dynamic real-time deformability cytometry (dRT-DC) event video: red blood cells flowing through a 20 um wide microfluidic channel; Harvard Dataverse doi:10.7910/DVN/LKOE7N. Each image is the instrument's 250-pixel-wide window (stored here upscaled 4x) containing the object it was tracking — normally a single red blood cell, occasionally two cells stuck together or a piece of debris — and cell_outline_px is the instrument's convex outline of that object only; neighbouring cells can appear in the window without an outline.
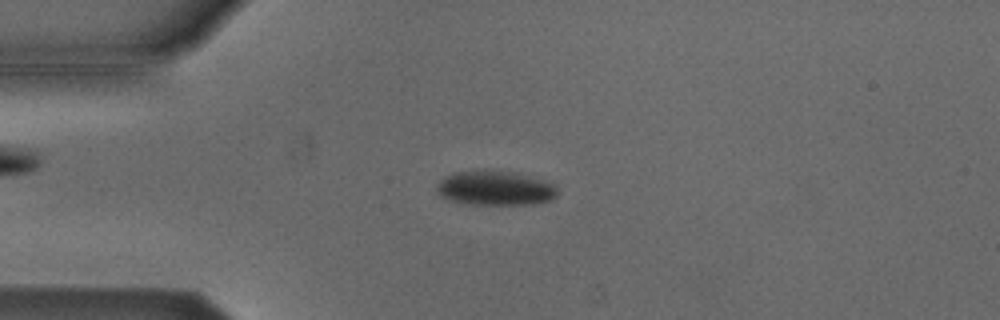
{"species": "Egyptian fruit bat (a non-hibernating species)", "species_latin": "Rousettus aegyptiacus", "temperature_condition": "cold", "stored_images_in_passage": 5, "camera_frame_rate_fps": 3000, "um_per_image_px": 0.085, "animal": {"sex": "male"}, "frame": {"image": 1, "passage_image": 4, "time_ms": 1.0, "image_size_px": [1000, 320], "cell_outline_px": [[556, 196], [552, 200], [532, 204], [468, 204], [452, 200], [440, 196], [436, 192], [436, 188], [440, 180], [456, 172], [484, 168], [512, 172], [556, 184]], "centroid_in_image_um": [42.07, 15.98], "position_along_channel_um": 42.9, "area_um2": 24.33}}